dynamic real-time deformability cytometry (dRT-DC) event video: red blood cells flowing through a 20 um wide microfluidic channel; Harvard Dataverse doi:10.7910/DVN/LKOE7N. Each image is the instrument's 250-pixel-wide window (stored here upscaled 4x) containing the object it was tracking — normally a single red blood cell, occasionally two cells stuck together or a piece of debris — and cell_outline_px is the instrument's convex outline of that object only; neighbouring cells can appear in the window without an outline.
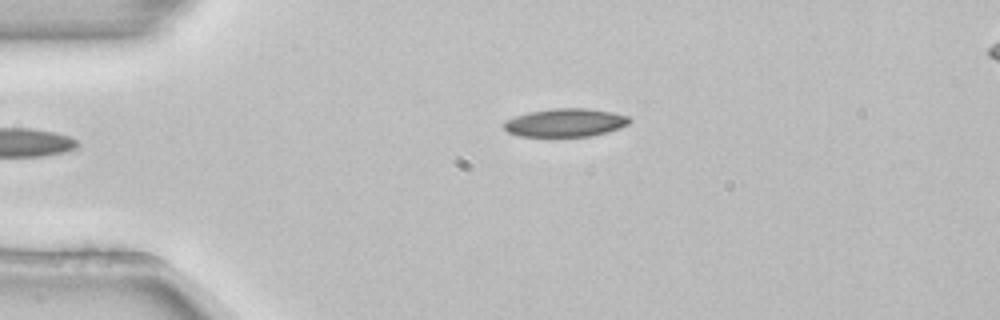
{"species": "common noctule bat (a hibernating species)", "species_latin": "Nyctalus noctula", "temperature_condition": "room temperature", "stored_images_in_passage": 5, "camera_frame_rate_fps": 3000, "um_per_image_px": 0.085, "animal": {"sex": "female", "body_mass_g": 22.7, "forearm_length_mm": 54.2}, "frame": {"image": 1, "passage_image": 5, "time_ms": 1.333, "image_size_px": [1000, 320], "cell_outline_px": [[632, 120], [628, 124], [620, 128], [608, 132], [588, 136], [548, 140], [520, 136], [508, 132], [504, 128], [504, 124], [508, 120], [516, 116], [528, 112], [552, 108], [588, 108], [612, 112], [628, 116]], "centroid_in_image_um": [48.04, 10.47], "position_along_channel_um": 37.0, "area_um2": 21.56}}